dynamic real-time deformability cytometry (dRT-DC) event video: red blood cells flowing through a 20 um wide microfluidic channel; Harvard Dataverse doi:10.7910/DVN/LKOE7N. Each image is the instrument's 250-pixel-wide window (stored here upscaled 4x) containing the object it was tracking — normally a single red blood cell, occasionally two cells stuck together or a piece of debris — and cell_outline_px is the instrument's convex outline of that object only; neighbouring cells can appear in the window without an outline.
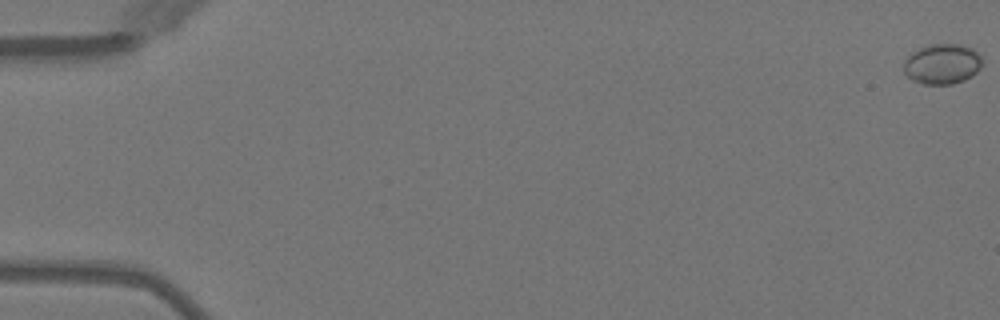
{"species": "Egyptian fruit bat (a non-hibernating species)", "species_latin": "Rousettus aegyptiacus", "temperature_condition": "warm", "stored_images_in_passage": 46, "camera_frame_rate_fps": 3000, "um_per_image_px": 0.085, "animal": {"sex": "female"}, "frame": {"image": 1, "passage_image": 1, "time_ms": 0.0, "image_size_px": [1000, 320], "cell_outline_px": [[984, 60], [980, 68], [972, 76], [964, 80], [952, 84], [924, 84], [912, 80], [904, 72], [904, 60], [912, 52], [920, 48], [932, 44], [960, 44], [972, 48]], "centroid_in_image_um": [80.1, 5.44], "position_along_channel_um": 4.9, "area_um2": 18.44}}
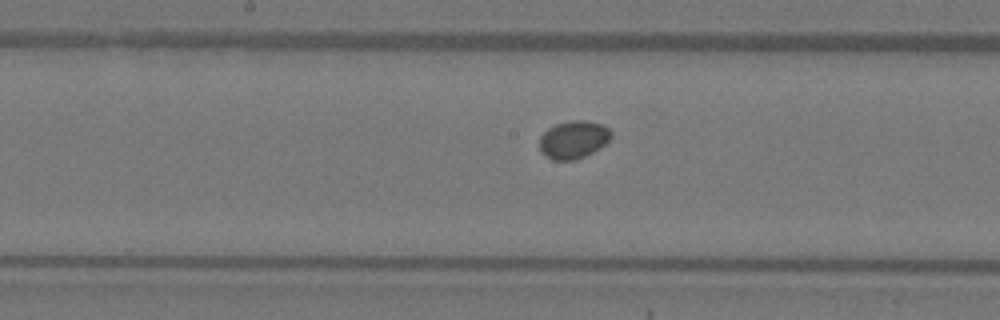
{"frame": {"image": 2, "passage_image": 28, "time_ms": 9.0, "image_size_px": [1000, 320], "cell_outline_px": [[612, 136], [604, 144], [592, 152], [576, 160], [552, 160], [544, 156], [540, 152], [540, 136], [548, 128], [556, 124], [572, 120], [584, 120], [604, 124], [612, 132]], "centroid_in_image_um": [48.73, 11.87], "position_along_channel_um": 199.5, "area_um2": 15.84}}
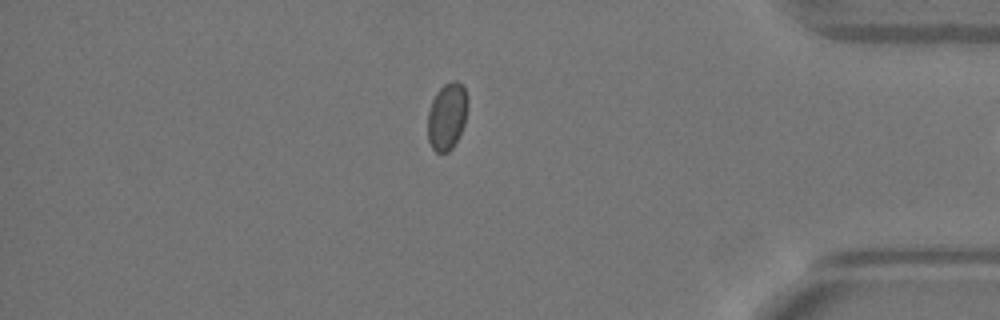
{"frame": {"image": 3, "passage_image": 45, "time_ms": 14.667, "image_size_px": [1000, 320], "cell_outline_px": [[468, 104], [464, 124], [452, 148], [448, 152], [436, 152], [432, 148], [428, 140], [428, 112], [432, 100], [436, 92], [444, 84], [452, 80], [456, 80], [464, 84], [468, 100]], "centroid_in_image_um": [38.0, 9.84], "position_along_channel_um": 397.2, "area_um2": 15.72}}